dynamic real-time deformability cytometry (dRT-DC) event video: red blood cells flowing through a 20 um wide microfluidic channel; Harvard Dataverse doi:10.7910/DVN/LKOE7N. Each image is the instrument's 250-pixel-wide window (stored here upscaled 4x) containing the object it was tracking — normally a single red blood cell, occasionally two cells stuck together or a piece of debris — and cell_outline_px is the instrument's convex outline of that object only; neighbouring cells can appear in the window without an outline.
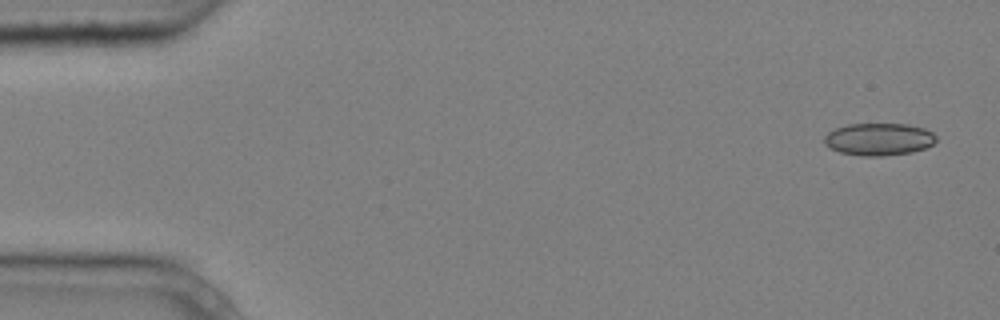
{"species": "common noctule bat (a hibernating species)", "species_latin": "Nyctalus noctula", "temperature_condition": "cold", "stored_images_in_passage": 3, "camera_frame_rate_fps": 3000, "um_per_image_px": 0.085, "animal": {"sex": "male", "body_mass_g": 20.4}, "frame": {"image": 1, "passage_image": 1, "time_ms": 0.0, "image_size_px": [1000, 320], "cell_outline_px": [[936, 140], [932, 144], [924, 148], [912, 152], [884, 156], [860, 156], [840, 152], [824, 144], [824, 136], [828, 132], [836, 128], [848, 124], [908, 124], [924, 128], [932, 132], [936, 136]], "centroid_in_image_um": [74.7, 11.83], "position_along_channel_um": 10.3, "area_um2": 21.1}}
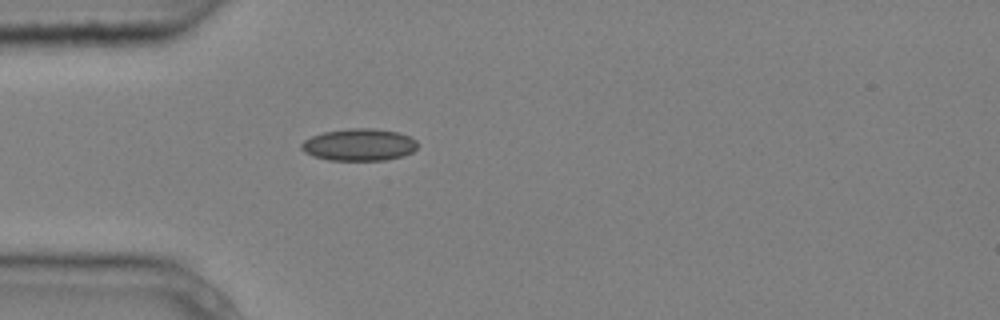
{"frame": {"image": 2, "passage_image": 3, "time_ms": 0.667, "image_size_px": [1000, 320], "cell_outline_px": [[420, 144], [412, 152], [400, 156], [384, 160], [328, 160], [312, 156], [304, 152], [300, 148], [300, 144], [304, 140], [312, 136], [324, 132], [348, 128], [372, 128], [396, 132], [408, 136], [416, 140]], "centroid_in_image_um": [30.5, 12.3], "position_along_channel_um": 54.5, "area_um2": 21.73}}